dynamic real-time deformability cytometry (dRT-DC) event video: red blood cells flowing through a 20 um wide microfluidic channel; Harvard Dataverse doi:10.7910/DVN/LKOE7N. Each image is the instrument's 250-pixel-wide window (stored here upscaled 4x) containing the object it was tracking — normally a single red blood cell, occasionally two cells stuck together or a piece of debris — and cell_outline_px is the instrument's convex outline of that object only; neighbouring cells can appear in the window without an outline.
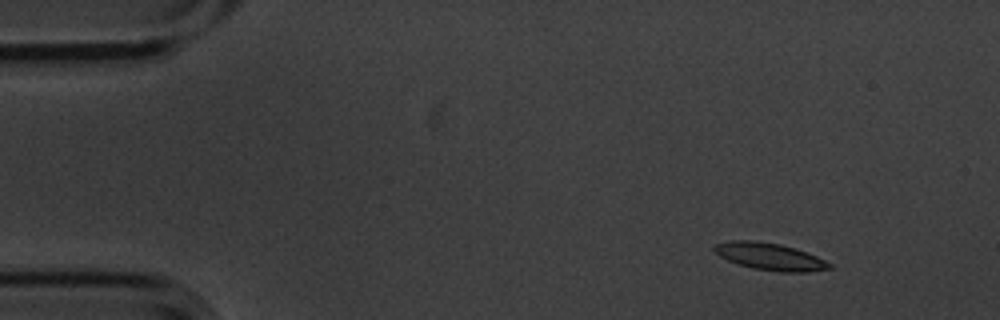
{"species": "common noctule bat (a hibernating species)", "species_latin": "Nyctalus noctula", "temperature_condition": "cold", "stored_images_in_passage": 5, "camera_frame_rate_fps": 3000, "um_per_image_px": 0.085, "animal": {"sex": "male", "body_mass_g": 20.1, "forearm_length_mm": 53.5}, "frame": {"image": 1, "passage_image": 1, "time_ms": 0.0, "image_size_px": [1000, 320], "cell_outline_px": [[832, 268], [808, 272], [780, 272], [752, 268], [728, 260], [720, 256], [712, 248], [716, 244], [728, 240], [752, 240], [780, 244], [816, 256], [832, 264]], "centroid_in_image_um": [65.42, 21.81], "position_along_channel_um": 19.6, "area_um2": 17.98}}
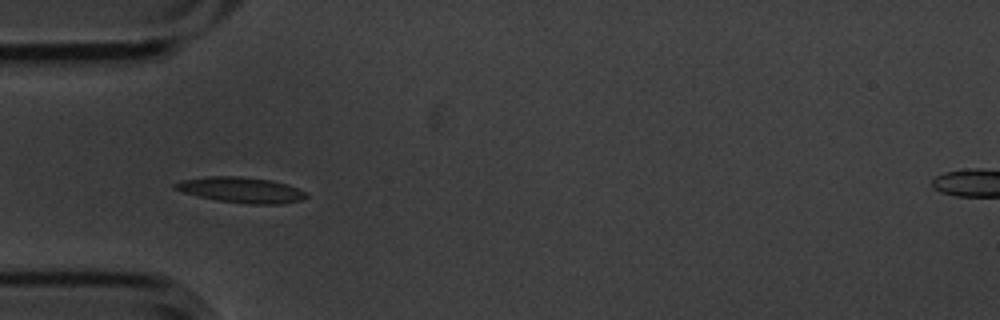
{"frame": {"image": 2, "passage_image": 4, "time_ms": 1.0, "image_size_px": [1000, 320], "cell_outline_px": [[308, 196], [300, 200], [280, 204], [248, 204], [216, 200], [184, 192], [172, 188], [172, 184], [180, 180], [208, 176], [240, 176], [268, 180], [288, 184], [308, 192]], "centroid_in_image_um": [20.49, 16.14], "position_along_channel_um": 64.5, "area_um2": 19.59}}
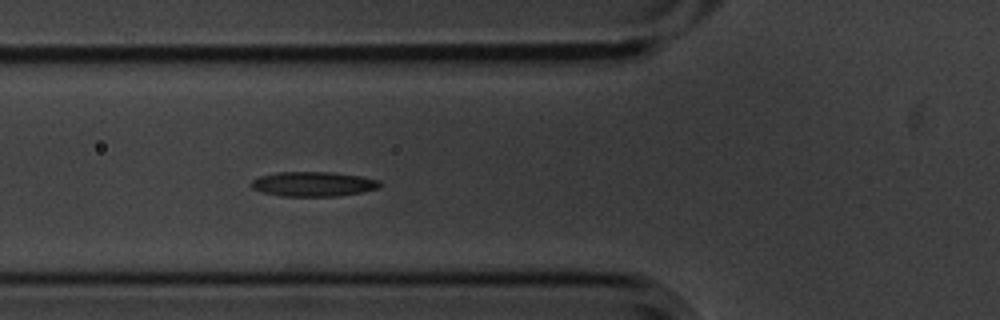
{"frame": {"image": 3, "passage_image": 5, "time_ms": 1.333, "image_size_px": [1000, 320], "cell_outline_px": [[380, 188], [360, 192], [336, 196], [280, 196], [264, 192], [252, 188], [248, 184], [252, 180], [260, 176], [276, 172], [332, 172], [360, 176], [380, 180]], "centroid_in_image_um": [26.6, 15.64], "position_along_channel_um": 99.2, "area_um2": 18.5}}